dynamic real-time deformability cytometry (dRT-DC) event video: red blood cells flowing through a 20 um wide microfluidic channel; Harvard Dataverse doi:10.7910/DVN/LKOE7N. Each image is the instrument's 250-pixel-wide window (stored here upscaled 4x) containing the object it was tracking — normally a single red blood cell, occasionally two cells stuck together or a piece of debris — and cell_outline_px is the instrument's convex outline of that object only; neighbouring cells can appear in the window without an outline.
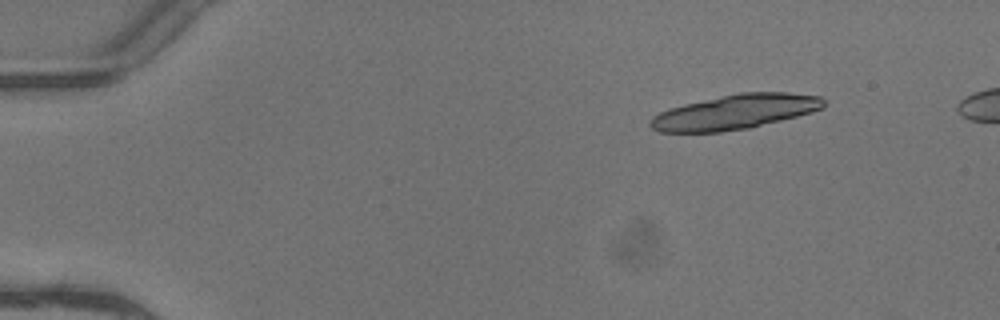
{"species": "common noctule bat (a hibernating species)", "species_latin": "Nyctalus noctula", "temperature_condition": "warm", "stored_images_in_passage": 6, "segment_of_instrument_passage": [2, 2], "camera_frame_rate_fps": 3000, "um_per_image_px": 0.085, "animal": {"sex": "female"}, "frame": {"image": 1, "passage_image": 6, "time_ms": 1.667, "image_size_px": [1000, 320], "cell_outline_px": [[824, 108], [812, 112], [748, 128], [720, 132], [660, 132], [652, 128], [648, 124], [648, 120], [652, 116], [660, 112], [684, 104], [720, 96], [740, 92], [788, 92], [820, 96], [824, 100]], "centroid_in_image_um": [62.46, 9.51], "position_along_channel_um": 22.5, "area_um2": 34.91}}